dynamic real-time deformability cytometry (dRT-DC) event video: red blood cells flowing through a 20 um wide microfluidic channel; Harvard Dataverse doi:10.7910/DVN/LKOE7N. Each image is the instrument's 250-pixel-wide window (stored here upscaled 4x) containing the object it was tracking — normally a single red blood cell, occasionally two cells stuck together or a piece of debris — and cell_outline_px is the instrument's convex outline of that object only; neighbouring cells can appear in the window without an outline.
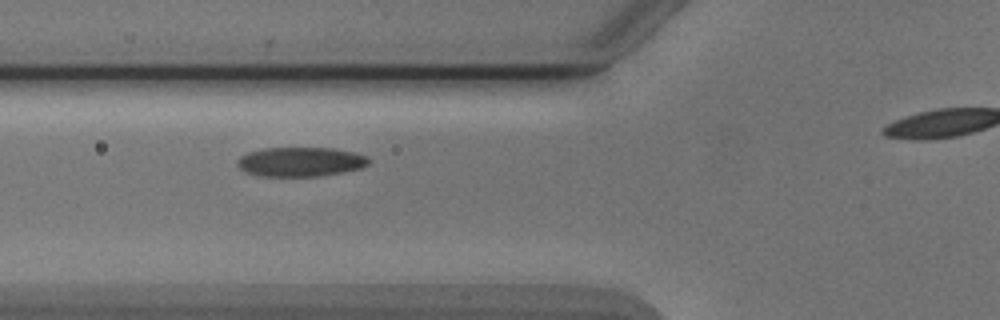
{"species": "Egyptian fruit bat (a non-hibernating species)", "species_latin": "Rousettus aegyptiacus", "temperature_condition": "cold", "stored_images_in_passage": 4, "segment_of_instrument_passage": [1, 2], "camera_frame_rate_fps": 3000, "um_per_image_px": 0.085, "animal": {"sex": "male"}, "frame": {"image": 1, "passage_image": 3, "time_ms": 2.333, "image_size_px": [1000, 320], "cell_outline_px": [[372, 160], [364, 168], [344, 172], [320, 176], [260, 176], [244, 172], [236, 164], [236, 160], [240, 156], [248, 152], [264, 148], [332, 148], [356, 152], [368, 156]], "centroid_in_image_um": [25.58, 13.75], "position_along_channel_um": 100.2, "area_um2": 22.89}}